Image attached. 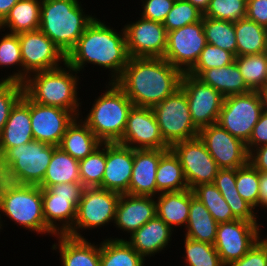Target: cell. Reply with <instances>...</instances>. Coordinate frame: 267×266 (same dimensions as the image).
<instances>
[{
    "label": "cell",
    "mask_w": 267,
    "mask_h": 266,
    "mask_svg": "<svg viewBox=\"0 0 267 266\" xmlns=\"http://www.w3.org/2000/svg\"><path fill=\"white\" fill-rule=\"evenodd\" d=\"M183 72L164 58L130 57L115 83L137 107H153L180 88Z\"/></svg>",
    "instance_id": "obj_1"
},
{
    "label": "cell",
    "mask_w": 267,
    "mask_h": 266,
    "mask_svg": "<svg viewBox=\"0 0 267 266\" xmlns=\"http://www.w3.org/2000/svg\"><path fill=\"white\" fill-rule=\"evenodd\" d=\"M120 34L95 18L66 56V63L77 72L84 69L87 63L109 69L112 75L110 82H115L130 58L124 29Z\"/></svg>",
    "instance_id": "obj_2"
},
{
    "label": "cell",
    "mask_w": 267,
    "mask_h": 266,
    "mask_svg": "<svg viewBox=\"0 0 267 266\" xmlns=\"http://www.w3.org/2000/svg\"><path fill=\"white\" fill-rule=\"evenodd\" d=\"M78 0H42L39 29L67 56L96 18Z\"/></svg>",
    "instance_id": "obj_3"
},
{
    "label": "cell",
    "mask_w": 267,
    "mask_h": 266,
    "mask_svg": "<svg viewBox=\"0 0 267 266\" xmlns=\"http://www.w3.org/2000/svg\"><path fill=\"white\" fill-rule=\"evenodd\" d=\"M64 66L28 75L23 83L24 94L33 102L71 111L79 118L78 72L67 63Z\"/></svg>",
    "instance_id": "obj_4"
},
{
    "label": "cell",
    "mask_w": 267,
    "mask_h": 266,
    "mask_svg": "<svg viewBox=\"0 0 267 266\" xmlns=\"http://www.w3.org/2000/svg\"><path fill=\"white\" fill-rule=\"evenodd\" d=\"M108 84V90L95 99L83 122L102 143H118L134 105L115 82Z\"/></svg>",
    "instance_id": "obj_5"
},
{
    "label": "cell",
    "mask_w": 267,
    "mask_h": 266,
    "mask_svg": "<svg viewBox=\"0 0 267 266\" xmlns=\"http://www.w3.org/2000/svg\"><path fill=\"white\" fill-rule=\"evenodd\" d=\"M0 212L16 224L38 234H56L46 225L42 188L17 184L0 178Z\"/></svg>",
    "instance_id": "obj_6"
},
{
    "label": "cell",
    "mask_w": 267,
    "mask_h": 266,
    "mask_svg": "<svg viewBox=\"0 0 267 266\" xmlns=\"http://www.w3.org/2000/svg\"><path fill=\"white\" fill-rule=\"evenodd\" d=\"M56 148L37 140L9 148L1 156V179L39 186Z\"/></svg>",
    "instance_id": "obj_7"
},
{
    "label": "cell",
    "mask_w": 267,
    "mask_h": 266,
    "mask_svg": "<svg viewBox=\"0 0 267 266\" xmlns=\"http://www.w3.org/2000/svg\"><path fill=\"white\" fill-rule=\"evenodd\" d=\"M84 188L81 182H72L42 189L45 222L56 235H66L72 229Z\"/></svg>",
    "instance_id": "obj_8"
},
{
    "label": "cell",
    "mask_w": 267,
    "mask_h": 266,
    "mask_svg": "<svg viewBox=\"0 0 267 266\" xmlns=\"http://www.w3.org/2000/svg\"><path fill=\"white\" fill-rule=\"evenodd\" d=\"M152 110L161 135L170 147L177 142L198 137L199 129L192 122L188 100L181 87L154 105Z\"/></svg>",
    "instance_id": "obj_9"
},
{
    "label": "cell",
    "mask_w": 267,
    "mask_h": 266,
    "mask_svg": "<svg viewBox=\"0 0 267 266\" xmlns=\"http://www.w3.org/2000/svg\"><path fill=\"white\" fill-rule=\"evenodd\" d=\"M264 110L260 91L224 97L217 123L246 143Z\"/></svg>",
    "instance_id": "obj_10"
},
{
    "label": "cell",
    "mask_w": 267,
    "mask_h": 266,
    "mask_svg": "<svg viewBox=\"0 0 267 266\" xmlns=\"http://www.w3.org/2000/svg\"><path fill=\"white\" fill-rule=\"evenodd\" d=\"M120 195L118 192L100 187H85L78 202L75 222L66 235L84 238L80 230L102 227L115 221Z\"/></svg>",
    "instance_id": "obj_11"
},
{
    "label": "cell",
    "mask_w": 267,
    "mask_h": 266,
    "mask_svg": "<svg viewBox=\"0 0 267 266\" xmlns=\"http://www.w3.org/2000/svg\"><path fill=\"white\" fill-rule=\"evenodd\" d=\"M260 226L242 219L218 224L213 245L224 266L239 260L261 239Z\"/></svg>",
    "instance_id": "obj_12"
},
{
    "label": "cell",
    "mask_w": 267,
    "mask_h": 266,
    "mask_svg": "<svg viewBox=\"0 0 267 266\" xmlns=\"http://www.w3.org/2000/svg\"><path fill=\"white\" fill-rule=\"evenodd\" d=\"M203 20L167 32L164 59L172 66L187 73L198 61L206 46Z\"/></svg>",
    "instance_id": "obj_13"
},
{
    "label": "cell",
    "mask_w": 267,
    "mask_h": 266,
    "mask_svg": "<svg viewBox=\"0 0 267 266\" xmlns=\"http://www.w3.org/2000/svg\"><path fill=\"white\" fill-rule=\"evenodd\" d=\"M170 149L180 160L189 189L214 183L219 168L199 137L177 142Z\"/></svg>",
    "instance_id": "obj_14"
},
{
    "label": "cell",
    "mask_w": 267,
    "mask_h": 266,
    "mask_svg": "<svg viewBox=\"0 0 267 266\" xmlns=\"http://www.w3.org/2000/svg\"><path fill=\"white\" fill-rule=\"evenodd\" d=\"M23 61V83L37 71L52 70L66 63V55L40 29L18 34ZM60 65V66H59Z\"/></svg>",
    "instance_id": "obj_15"
},
{
    "label": "cell",
    "mask_w": 267,
    "mask_h": 266,
    "mask_svg": "<svg viewBox=\"0 0 267 266\" xmlns=\"http://www.w3.org/2000/svg\"><path fill=\"white\" fill-rule=\"evenodd\" d=\"M180 87L187 97L192 122L198 129L217 123L224 100L220 92L188 73H183Z\"/></svg>",
    "instance_id": "obj_16"
},
{
    "label": "cell",
    "mask_w": 267,
    "mask_h": 266,
    "mask_svg": "<svg viewBox=\"0 0 267 266\" xmlns=\"http://www.w3.org/2000/svg\"><path fill=\"white\" fill-rule=\"evenodd\" d=\"M198 137L219 169H237L248 163L246 144L218 123L199 129Z\"/></svg>",
    "instance_id": "obj_17"
},
{
    "label": "cell",
    "mask_w": 267,
    "mask_h": 266,
    "mask_svg": "<svg viewBox=\"0 0 267 266\" xmlns=\"http://www.w3.org/2000/svg\"><path fill=\"white\" fill-rule=\"evenodd\" d=\"M118 143L132 149H170L161 135L151 107H132Z\"/></svg>",
    "instance_id": "obj_18"
},
{
    "label": "cell",
    "mask_w": 267,
    "mask_h": 266,
    "mask_svg": "<svg viewBox=\"0 0 267 266\" xmlns=\"http://www.w3.org/2000/svg\"><path fill=\"white\" fill-rule=\"evenodd\" d=\"M129 57L163 58L166 52L167 31L163 23L140 18L124 26Z\"/></svg>",
    "instance_id": "obj_19"
},
{
    "label": "cell",
    "mask_w": 267,
    "mask_h": 266,
    "mask_svg": "<svg viewBox=\"0 0 267 266\" xmlns=\"http://www.w3.org/2000/svg\"><path fill=\"white\" fill-rule=\"evenodd\" d=\"M75 118L71 111L30 100V119L34 140L58 147L67 127Z\"/></svg>",
    "instance_id": "obj_20"
},
{
    "label": "cell",
    "mask_w": 267,
    "mask_h": 266,
    "mask_svg": "<svg viewBox=\"0 0 267 266\" xmlns=\"http://www.w3.org/2000/svg\"><path fill=\"white\" fill-rule=\"evenodd\" d=\"M133 169V149L119 143H106V164L102 188L129 194Z\"/></svg>",
    "instance_id": "obj_21"
},
{
    "label": "cell",
    "mask_w": 267,
    "mask_h": 266,
    "mask_svg": "<svg viewBox=\"0 0 267 266\" xmlns=\"http://www.w3.org/2000/svg\"><path fill=\"white\" fill-rule=\"evenodd\" d=\"M169 149H133V169L129 195L152 196L157 194L156 171L160 158Z\"/></svg>",
    "instance_id": "obj_22"
},
{
    "label": "cell",
    "mask_w": 267,
    "mask_h": 266,
    "mask_svg": "<svg viewBox=\"0 0 267 266\" xmlns=\"http://www.w3.org/2000/svg\"><path fill=\"white\" fill-rule=\"evenodd\" d=\"M156 216V201L152 196L121 194L113 223L131 235Z\"/></svg>",
    "instance_id": "obj_23"
},
{
    "label": "cell",
    "mask_w": 267,
    "mask_h": 266,
    "mask_svg": "<svg viewBox=\"0 0 267 266\" xmlns=\"http://www.w3.org/2000/svg\"><path fill=\"white\" fill-rule=\"evenodd\" d=\"M33 140L30 99L23 94L12 107L9 118L0 134V154L2 156L9 148L26 144Z\"/></svg>",
    "instance_id": "obj_24"
},
{
    "label": "cell",
    "mask_w": 267,
    "mask_h": 266,
    "mask_svg": "<svg viewBox=\"0 0 267 266\" xmlns=\"http://www.w3.org/2000/svg\"><path fill=\"white\" fill-rule=\"evenodd\" d=\"M172 231L174 230L156 216L133 232L127 242L145 259L166 248Z\"/></svg>",
    "instance_id": "obj_25"
},
{
    "label": "cell",
    "mask_w": 267,
    "mask_h": 266,
    "mask_svg": "<svg viewBox=\"0 0 267 266\" xmlns=\"http://www.w3.org/2000/svg\"><path fill=\"white\" fill-rule=\"evenodd\" d=\"M58 248L63 266H100V245L91 244L86 238L57 235Z\"/></svg>",
    "instance_id": "obj_26"
},
{
    "label": "cell",
    "mask_w": 267,
    "mask_h": 266,
    "mask_svg": "<svg viewBox=\"0 0 267 266\" xmlns=\"http://www.w3.org/2000/svg\"><path fill=\"white\" fill-rule=\"evenodd\" d=\"M102 142L88 128L82 119L76 117L67 127L58 147L80 161L97 149Z\"/></svg>",
    "instance_id": "obj_27"
},
{
    "label": "cell",
    "mask_w": 267,
    "mask_h": 266,
    "mask_svg": "<svg viewBox=\"0 0 267 266\" xmlns=\"http://www.w3.org/2000/svg\"><path fill=\"white\" fill-rule=\"evenodd\" d=\"M198 79L220 92L224 97L245 94L252 91L246 85L236 62L221 68L214 67L207 69Z\"/></svg>",
    "instance_id": "obj_28"
},
{
    "label": "cell",
    "mask_w": 267,
    "mask_h": 266,
    "mask_svg": "<svg viewBox=\"0 0 267 266\" xmlns=\"http://www.w3.org/2000/svg\"><path fill=\"white\" fill-rule=\"evenodd\" d=\"M157 217L172 230L173 226H185L189 218L190 189L177 192H164L156 197Z\"/></svg>",
    "instance_id": "obj_29"
},
{
    "label": "cell",
    "mask_w": 267,
    "mask_h": 266,
    "mask_svg": "<svg viewBox=\"0 0 267 266\" xmlns=\"http://www.w3.org/2000/svg\"><path fill=\"white\" fill-rule=\"evenodd\" d=\"M218 223L204 204L194 196L190 189L189 218L186 224L185 237L201 242L214 244Z\"/></svg>",
    "instance_id": "obj_30"
},
{
    "label": "cell",
    "mask_w": 267,
    "mask_h": 266,
    "mask_svg": "<svg viewBox=\"0 0 267 266\" xmlns=\"http://www.w3.org/2000/svg\"><path fill=\"white\" fill-rule=\"evenodd\" d=\"M42 0H19L0 22V31L8 28L11 34L39 29Z\"/></svg>",
    "instance_id": "obj_31"
},
{
    "label": "cell",
    "mask_w": 267,
    "mask_h": 266,
    "mask_svg": "<svg viewBox=\"0 0 267 266\" xmlns=\"http://www.w3.org/2000/svg\"><path fill=\"white\" fill-rule=\"evenodd\" d=\"M237 56L267 52V28L243 18L235 22Z\"/></svg>",
    "instance_id": "obj_32"
},
{
    "label": "cell",
    "mask_w": 267,
    "mask_h": 266,
    "mask_svg": "<svg viewBox=\"0 0 267 266\" xmlns=\"http://www.w3.org/2000/svg\"><path fill=\"white\" fill-rule=\"evenodd\" d=\"M72 182H81L79 161L57 147L39 187L48 189L55 184Z\"/></svg>",
    "instance_id": "obj_33"
},
{
    "label": "cell",
    "mask_w": 267,
    "mask_h": 266,
    "mask_svg": "<svg viewBox=\"0 0 267 266\" xmlns=\"http://www.w3.org/2000/svg\"><path fill=\"white\" fill-rule=\"evenodd\" d=\"M145 260L127 240L111 237L100 243V266H144Z\"/></svg>",
    "instance_id": "obj_34"
},
{
    "label": "cell",
    "mask_w": 267,
    "mask_h": 266,
    "mask_svg": "<svg viewBox=\"0 0 267 266\" xmlns=\"http://www.w3.org/2000/svg\"><path fill=\"white\" fill-rule=\"evenodd\" d=\"M157 193L187 190L179 158L169 149L161 158L156 171Z\"/></svg>",
    "instance_id": "obj_35"
},
{
    "label": "cell",
    "mask_w": 267,
    "mask_h": 266,
    "mask_svg": "<svg viewBox=\"0 0 267 266\" xmlns=\"http://www.w3.org/2000/svg\"><path fill=\"white\" fill-rule=\"evenodd\" d=\"M235 62L246 85L252 91L267 88V52L236 56Z\"/></svg>",
    "instance_id": "obj_36"
},
{
    "label": "cell",
    "mask_w": 267,
    "mask_h": 266,
    "mask_svg": "<svg viewBox=\"0 0 267 266\" xmlns=\"http://www.w3.org/2000/svg\"><path fill=\"white\" fill-rule=\"evenodd\" d=\"M192 191L194 196L204 204L218 224L237 219L213 183L199 184Z\"/></svg>",
    "instance_id": "obj_37"
},
{
    "label": "cell",
    "mask_w": 267,
    "mask_h": 266,
    "mask_svg": "<svg viewBox=\"0 0 267 266\" xmlns=\"http://www.w3.org/2000/svg\"><path fill=\"white\" fill-rule=\"evenodd\" d=\"M207 43L237 56L235 22L202 17Z\"/></svg>",
    "instance_id": "obj_38"
},
{
    "label": "cell",
    "mask_w": 267,
    "mask_h": 266,
    "mask_svg": "<svg viewBox=\"0 0 267 266\" xmlns=\"http://www.w3.org/2000/svg\"><path fill=\"white\" fill-rule=\"evenodd\" d=\"M105 164H106V143H102L85 159L79 161L80 180L82 185L84 187L102 188V179H103Z\"/></svg>",
    "instance_id": "obj_39"
},
{
    "label": "cell",
    "mask_w": 267,
    "mask_h": 266,
    "mask_svg": "<svg viewBox=\"0 0 267 266\" xmlns=\"http://www.w3.org/2000/svg\"><path fill=\"white\" fill-rule=\"evenodd\" d=\"M21 66L18 73L14 72L12 75L1 78V81H14L23 84V61L21 58V46L18 34L6 33L0 39V66Z\"/></svg>",
    "instance_id": "obj_40"
},
{
    "label": "cell",
    "mask_w": 267,
    "mask_h": 266,
    "mask_svg": "<svg viewBox=\"0 0 267 266\" xmlns=\"http://www.w3.org/2000/svg\"><path fill=\"white\" fill-rule=\"evenodd\" d=\"M186 266H224L213 244L185 237Z\"/></svg>",
    "instance_id": "obj_41"
},
{
    "label": "cell",
    "mask_w": 267,
    "mask_h": 266,
    "mask_svg": "<svg viewBox=\"0 0 267 266\" xmlns=\"http://www.w3.org/2000/svg\"><path fill=\"white\" fill-rule=\"evenodd\" d=\"M235 58L233 53L207 43L198 61L187 73L198 78L207 69L230 65L235 62Z\"/></svg>",
    "instance_id": "obj_42"
},
{
    "label": "cell",
    "mask_w": 267,
    "mask_h": 266,
    "mask_svg": "<svg viewBox=\"0 0 267 266\" xmlns=\"http://www.w3.org/2000/svg\"><path fill=\"white\" fill-rule=\"evenodd\" d=\"M236 187L239 195L254 209L258 207L259 171L249 162L236 169Z\"/></svg>",
    "instance_id": "obj_43"
},
{
    "label": "cell",
    "mask_w": 267,
    "mask_h": 266,
    "mask_svg": "<svg viewBox=\"0 0 267 266\" xmlns=\"http://www.w3.org/2000/svg\"><path fill=\"white\" fill-rule=\"evenodd\" d=\"M203 13L186 0L175 1L167 14L163 26L166 31H173L202 20Z\"/></svg>",
    "instance_id": "obj_44"
},
{
    "label": "cell",
    "mask_w": 267,
    "mask_h": 266,
    "mask_svg": "<svg viewBox=\"0 0 267 266\" xmlns=\"http://www.w3.org/2000/svg\"><path fill=\"white\" fill-rule=\"evenodd\" d=\"M247 0H210L203 17L236 22L246 17Z\"/></svg>",
    "instance_id": "obj_45"
},
{
    "label": "cell",
    "mask_w": 267,
    "mask_h": 266,
    "mask_svg": "<svg viewBox=\"0 0 267 266\" xmlns=\"http://www.w3.org/2000/svg\"><path fill=\"white\" fill-rule=\"evenodd\" d=\"M23 94V84L14 81H0V134L9 118L12 107Z\"/></svg>",
    "instance_id": "obj_46"
},
{
    "label": "cell",
    "mask_w": 267,
    "mask_h": 266,
    "mask_svg": "<svg viewBox=\"0 0 267 266\" xmlns=\"http://www.w3.org/2000/svg\"><path fill=\"white\" fill-rule=\"evenodd\" d=\"M220 193L237 219L258 223L257 213L254 212V208L239 195L237 190Z\"/></svg>",
    "instance_id": "obj_47"
},
{
    "label": "cell",
    "mask_w": 267,
    "mask_h": 266,
    "mask_svg": "<svg viewBox=\"0 0 267 266\" xmlns=\"http://www.w3.org/2000/svg\"><path fill=\"white\" fill-rule=\"evenodd\" d=\"M227 266H267V238L259 239L243 257Z\"/></svg>",
    "instance_id": "obj_48"
},
{
    "label": "cell",
    "mask_w": 267,
    "mask_h": 266,
    "mask_svg": "<svg viewBox=\"0 0 267 266\" xmlns=\"http://www.w3.org/2000/svg\"><path fill=\"white\" fill-rule=\"evenodd\" d=\"M142 3V18L163 23L175 0H145Z\"/></svg>",
    "instance_id": "obj_49"
},
{
    "label": "cell",
    "mask_w": 267,
    "mask_h": 266,
    "mask_svg": "<svg viewBox=\"0 0 267 266\" xmlns=\"http://www.w3.org/2000/svg\"><path fill=\"white\" fill-rule=\"evenodd\" d=\"M248 154L253 149L267 144V112L262 111L258 122L254 126L249 140L245 143Z\"/></svg>",
    "instance_id": "obj_50"
},
{
    "label": "cell",
    "mask_w": 267,
    "mask_h": 266,
    "mask_svg": "<svg viewBox=\"0 0 267 266\" xmlns=\"http://www.w3.org/2000/svg\"><path fill=\"white\" fill-rule=\"evenodd\" d=\"M246 18L267 28V0H247Z\"/></svg>",
    "instance_id": "obj_51"
},
{
    "label": "cell",
    "mask_w": 267,
    "mask_h": 266,
    "mask_svg": "<svg viewBox=\"0 0 267 266\" xmlns=\"http://www.w3.org/2000/svg\"><path fill=\"white\" fill-rule=\"evenodd\" d=\"M219 192H230L237 190L236 169H219L214 183Z\"/></svg>",
    "instance_id": "obj_52"
},
{
    "label": "cell",
    "mask_w": 267,
    "mask_h": 266,
    "mask_svg": "<svg viewBox=\"0 0 267 266\" xmlns=\"http://www.w3.org/2000/svg\"><path fill=\"white\" fill-rule=\"evenodd\" d=\"M253 150L249 153L248 162L259 172L267 173V144Z\"/></svg>",
    "instance_id": "obj_53"
},
{
    "label": "cell",
    "mask_w": 267,
    "mask_h": 266,
    "mask_svg": "<svg viewBox=\"0 0 267 266\" xmlns=\"http://www.w3.org/2000/svg\"><path fill=\"white\" fill-rule=\"evenodd\" d=\"M266 207L267 209V173L259 172V197L258 207Z\"/></svg>",
    "instance_id": "obj_54"
},
{
    "label": "cell",
    "mask_w": 267,
    "mask_h": 266,
    "mask_svg": "<svg viewBox=\"0 0 267 266\" xmlns=\"http://www.w3.org/2000/svg\"><path fill=\"white\" fill-rule=\"evenodd\" d=\"M19 0H0V22L6 17L11 8L18 2Z\"/></svg>",
    "instance_id": "obj_55"
},
{
    "label": "cell",
    "mask_w": 267,
    "mask_h": 266,
    "mask_svg": "<svg viewBox=\"0 0 267 266\" xmlns=\"http://www.w3.org/2000/svg\"><path fill=\"white\" fill-rule=\"evenodd\" d=\"M200 10L203 14L209 6L210 0H186Z\"/></svg>",
    "instance_id": "obj_56"
},
{
    "label": "cell",
    "mask_w": 267,
    "mask_h": 266,
    "mask_svg": "<svg viewBox=\"0 0 267 266\" xmlns=\"http://www.w3.org/2000/svg\"><path fill=\"white\" fill-rule=\"evenodd\" d=\"M263 99V108L267 112V88L260 91Z\"/></svg>",
    "instance_id": "obj_57"
},
{
    "label": "cell",
    "mask_w": 267,
    "mask_h": 266,
    "mask_svg": "<svg viewBox=\"0 0 267 266\" xmlns=\"http://www.w3.org/2000/svg\"><path fill=\"white\" fill-rule=\"evenodd\" d=\"M2 177V168H1V154H0V178Z\"/></svg>",
    "instance_id": "obj_58"
},
{
    "label": "cell",
    "mask_w": 267,
    "mask_h": 266,
    "mask_svg": "<svg viewBox=\"0 0 267 266\" xmlns=\"http://www.w3.org/2000/svg\"><path fill=\"white\" fill-rule=\"evenodd\" d=\"M0 219H1V214H0ZM2 228V224H1V221H0V229Z\"/></svg>",
    "instance_id": "obj_59"
}]
</instances>
